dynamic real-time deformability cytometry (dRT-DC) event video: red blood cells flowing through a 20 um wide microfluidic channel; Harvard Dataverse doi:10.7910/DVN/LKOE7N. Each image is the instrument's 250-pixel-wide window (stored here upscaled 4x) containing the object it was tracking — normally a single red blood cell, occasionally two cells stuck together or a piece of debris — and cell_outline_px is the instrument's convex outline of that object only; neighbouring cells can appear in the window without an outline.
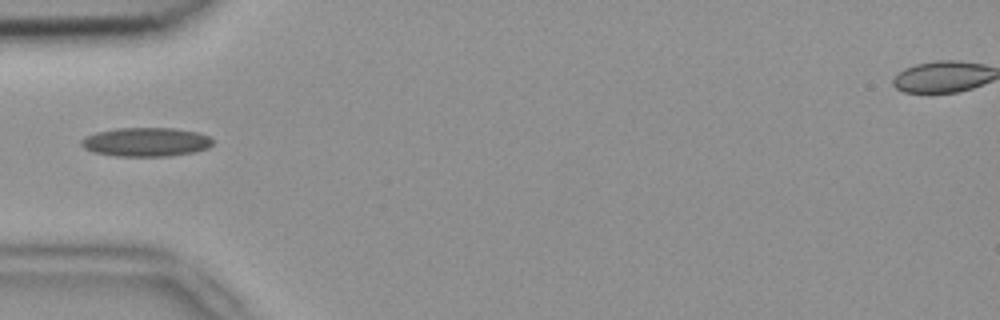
{"species": "common noctule bat (a hibernating species)", "species_latin": "Nyctalus noctula", "temperature_condition": "room temperature", "stored_images_in_passage": 4, "camera_frame_rate_fps": 3000, "um_per_image_px": 0.085, "animal": {"sex": "female", "body_mass_g": 18.4}, "frame": {"image": 1, "passage_image": 3, "time_ms": 0.667, "image_size_px": [1000, 320], "cell_outline_px": [[212, 144], [208, 148], [192, 152], [168, 156], [116, 156], [92, 152], [84, 148], [80, 144], [80, 140], [96, 132], [116, 128], [176, 128], [196, 132], [208, 136], [212, 140]], "centroid_in_image_um": [12.38, 12.07], "position_along_channel_um": 72.6, "area_um2": 22.08}}